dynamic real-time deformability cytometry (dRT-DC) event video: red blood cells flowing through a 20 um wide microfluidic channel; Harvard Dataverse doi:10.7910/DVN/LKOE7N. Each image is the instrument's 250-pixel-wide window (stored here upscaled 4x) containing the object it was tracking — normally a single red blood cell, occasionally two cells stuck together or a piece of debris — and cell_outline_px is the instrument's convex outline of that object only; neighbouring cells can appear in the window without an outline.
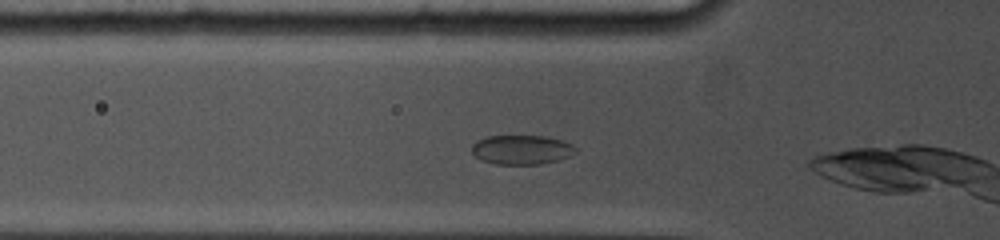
{"species": "common noctule bat (a hibernating species)", "species_latin": "Nyctalus noctula", "temperature_condition": "cold", "stored_images_in_passage": 17, "camera_frame_rate_fps": 5000, "um_per_image_px": 0.085, "animal": {"sex": "female", "body_mass_g": 19.0, "forearm_length_mm": 53.3}, "frame": {"image": 1, "passage_image": 6, "time_ms": 1.4, "image_size_px": [1000, 240], "cell_outline_px": [[576, 152], [568, 156], [556, 160], [540, 164], [496, 164], [480, 160], [472, 152], [472, 144], [476, 140], [488, 136], [544, 136], [560, 140], [572, 144], [576, 148]], "centroid_in_image_um": [44.3, 12.72], "position_along_channel_um": 81.5, "area_um2": 17.63}}
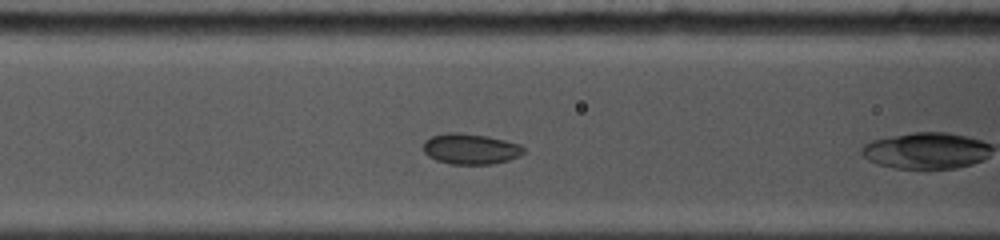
{"frame": {"image": 2, "passage_image": 10, "time_ms": 2.6, "image_size_px": [1000, 240], "cell_outline_px": [[524, 152], [520, 156], [508, 160], [492, 164], [448, 164], [436, 160], [428, 156], [424, 152], [424, 140], [432, 136], [444, 132], [460, 132], [488, 136], [520, 144], [524, 148]], "centroid_in_image_um": [39.98, 12.65], "position_along_channel_um": 126.6, "area_um2": 18.09}}